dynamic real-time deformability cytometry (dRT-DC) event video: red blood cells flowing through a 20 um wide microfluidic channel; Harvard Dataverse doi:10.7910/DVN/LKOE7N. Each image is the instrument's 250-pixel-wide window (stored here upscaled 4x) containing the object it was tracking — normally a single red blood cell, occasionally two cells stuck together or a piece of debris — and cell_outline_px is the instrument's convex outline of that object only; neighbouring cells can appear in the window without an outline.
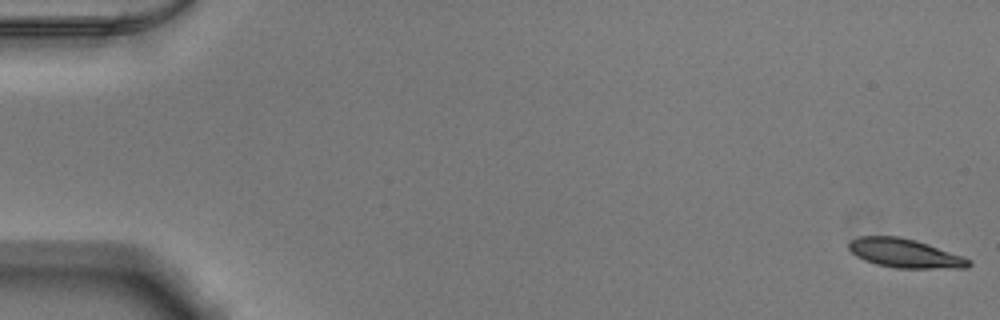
{"species": "Egyptian fruit bat (a non-hibernating species)", "species_latin": "Rousettus aegyptiacus", "temperature_condition": "warm", "stored_images_in_passage": 53, "camera_frame_rate_fps": 3000, "um_per_image_px": 0.085, "animal": {"sex": "male"}, "frame": {"image": 1, "passage_image": 1, "time_ms": 0.0, "image_size_px": [1000, 320], "cell_outline_px": [[972, 264], [968, 268], [896, 268], [876, 264], [864, 260], [856, 256], [848, 248], [848, 240], [860, 236], [900, 236], [916, 240], [964, 256], [972, 260]], "centroid_in_image_um": [76.92, 21.52], "position_along_channel_um": 8.1, "area_um2": 20.46}}
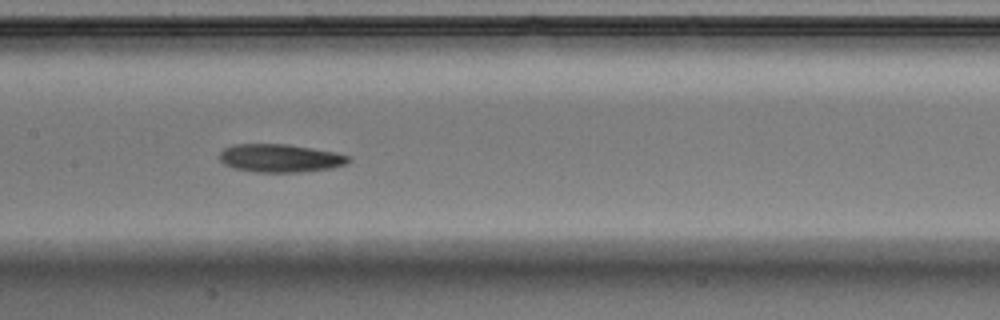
{"frame": {"image": 2, "passage_image": 27, "time_ms": 8.667, "image_size_px": [1000, 320], "cell_outline_px": [[352, 160], [344, 164], [332, 168], [300, 172], [256, 172], [236, 168], [224, 164], [220, 160], [220, 152], [224, 148], [232, 144], [288, 144], [336, 152], [352, 156]], "centroid_in_image_um": [23.85, 13.43], "position_along_channel_um": 183.6, "area_um2": 21.21}}
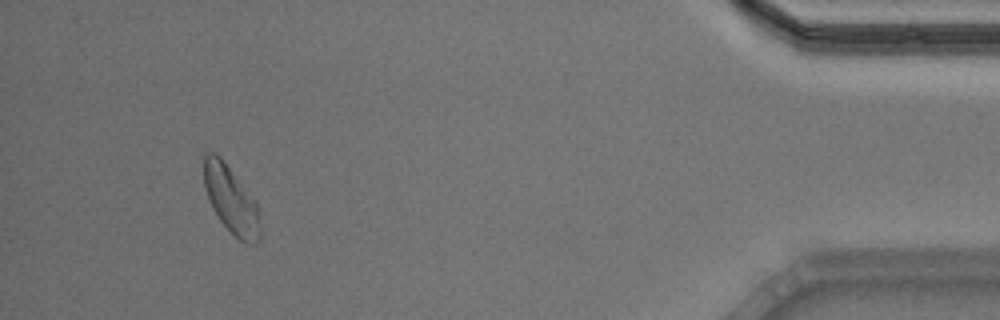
{"frame": {"image": 3, "passage_image": 50, "time_ms": 16.333, "image_size_px": [1000, 320], "cell_outline_px": [[260, 236], [256, 244], [244, 244], [220, 220], [212, 208], [204, 184], [204, 152], [216, 152], [220, 156], [256, 204], [260, 220]], "centroid_in_image_um": [19.62, 16.99], "position_along_channel_um": 415.6, "area_um2": 21.44}, "authors_computed_cell_mechanics": {"area_um2": 21.097, "velocity_mm_per_s": 3.8391, "shape_relaxation_time_tau1_ms": 4.5255, "shape_relaxation_time_tau2_ms": 6.6884, "deformation_change_tau1": 0.1185, "deformation_change_tau2": 0.1455}}